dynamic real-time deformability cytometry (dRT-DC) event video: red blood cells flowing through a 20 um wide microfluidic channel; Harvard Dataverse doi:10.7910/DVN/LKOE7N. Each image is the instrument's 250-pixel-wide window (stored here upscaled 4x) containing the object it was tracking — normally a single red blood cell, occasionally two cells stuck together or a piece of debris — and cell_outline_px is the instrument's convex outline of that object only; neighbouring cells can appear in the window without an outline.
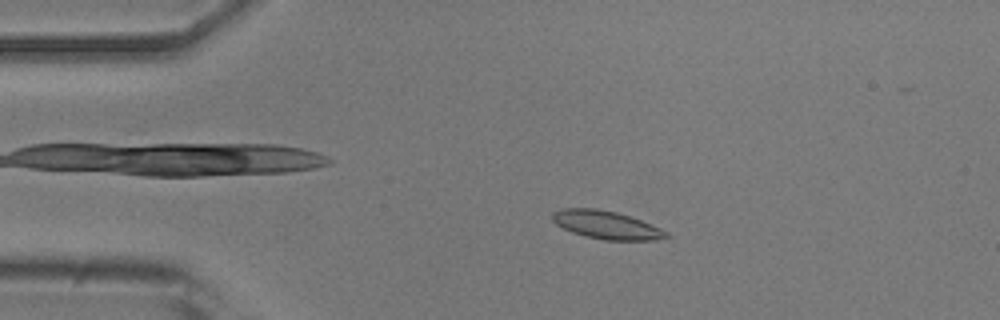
{"species": "common noctule bat (a hibernating species)", "species_latin": "Nyctalus noctula", "temperature_condition": "room temperature", "stored_images_in_passage": 52, "camera_frame_rate_fps": 3000, "um_per_image_px": 0.085, "animal": {"sex": "male", "body_mass_g": 20.5, "forearm_length_mm": 52.5}, "frame": {"image": 1, "passage_image": 10, "time_ms": 3.0, "image_size_px": [1000, 320], "cell_outline_px": [[672, 236], [656, 240], [604, 240], [584, 236], [572, 232], [556, 224], [552, 220], [552, 212], [564, 208], [596, 208], [616, 212], [640, 220], [660, 228], [668, 232]], "centroid_in_image_um": [51.54, 19.12], "position_along_channel_um": 33.5, "area_um2": 18.61}}
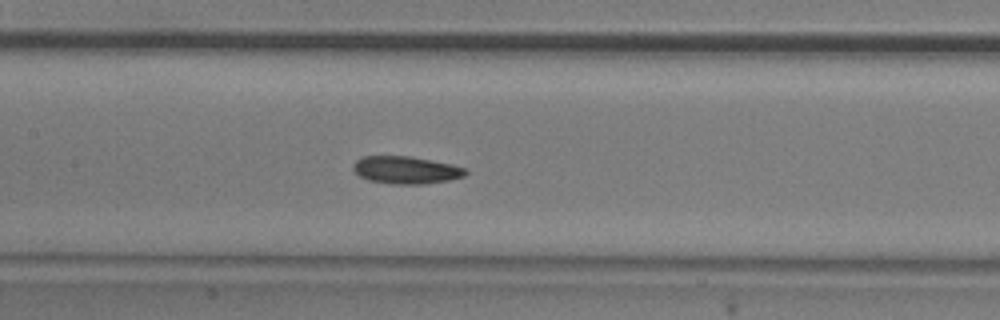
{"frame": {"image": 2, "passage_image": 24, "time_ms": 7.667, "image_size_px": [1000, 320], "cell_outline_px": [[468, 172], [464, 176], [448, 180], [424, 184], [392, 184], [368, 180], [360, 176], [352, 168], [352, 164], [356, 160], [364, 156], [408, 156], [452, 164], [464, 168]], "centroid_in_image_um": [34.48, 14.45], "position_along_channel_um": 172.9, "area_um2": 17.92}}
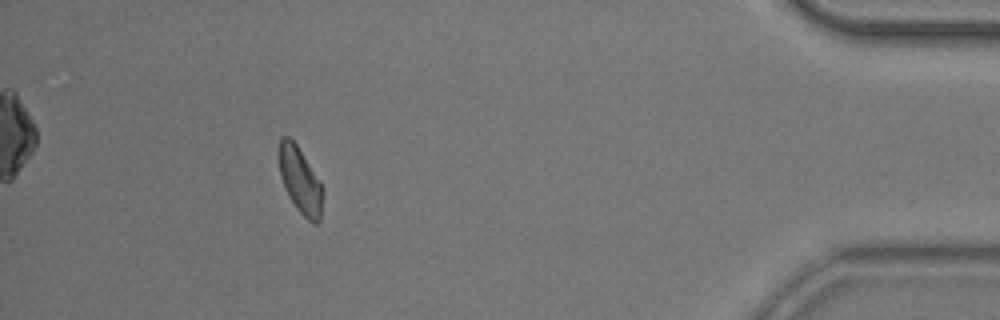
{"frame": {"image": 3, "passage_image": 47, "time_ms": 15.333, "image_size_px": [1000, 320], "cell_outline_px": [[324, 188], [320, 220], [316, 224], [312, 224], [296, 208], [288, 196], [284, 188], [280, 176], [276, 156], [276, 148], [280, 136], [288, 136], [296, 144]], "centroid_in_image_um": [25.46, 15.3], "position_along_channel_um": 409.7, "area_um2": 17.4}, "authors_computed_cell_mechanics": {"area_um2": 17.8313, "velocity_mm_per_s": 3.8368, "shape_relaxation_time_tau1_ms": 5.0239, "shape_relaxation_time_tau2_ms": 4.828, "deformation_change_tau1": 0.1068, "deformation_change_tau2": 0.1047}}